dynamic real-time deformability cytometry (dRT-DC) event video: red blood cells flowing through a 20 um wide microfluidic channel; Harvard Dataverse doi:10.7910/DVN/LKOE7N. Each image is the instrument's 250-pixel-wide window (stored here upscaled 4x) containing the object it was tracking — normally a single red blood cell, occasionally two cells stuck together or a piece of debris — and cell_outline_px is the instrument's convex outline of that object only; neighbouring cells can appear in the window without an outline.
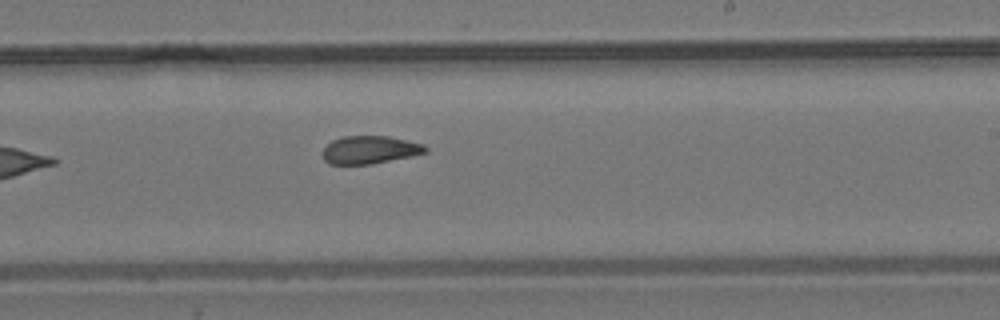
{"species": "common noctule bat (a hibernating species)", "species_latin": "Nyctalus noctula", "temperature_condition": "room temperature", "stored_images_in_passage": 9, "camera_frame_rate_fps": 3000, "um_per_image_px": 0.085, "animal": {"sex": "male", "body_mass_g": 19.2, "forearm_length_mm": 51.8}, "frame": {"image": 1, "passage_image": 9, "time_ms": 10.333, "image_size_px": [1000, 320], "cell_outline_px": [[428, 152], [412, 156], [372, 164], [328, 164], [324, 160], [324, 148], [332, 140], [340, 136], [388, 136], [424, 144], [428, 148]], "centroid_in_image_um": [31.46, 12.73], "position_along_channel_um": 257.5, "area_um2": 16.76}}